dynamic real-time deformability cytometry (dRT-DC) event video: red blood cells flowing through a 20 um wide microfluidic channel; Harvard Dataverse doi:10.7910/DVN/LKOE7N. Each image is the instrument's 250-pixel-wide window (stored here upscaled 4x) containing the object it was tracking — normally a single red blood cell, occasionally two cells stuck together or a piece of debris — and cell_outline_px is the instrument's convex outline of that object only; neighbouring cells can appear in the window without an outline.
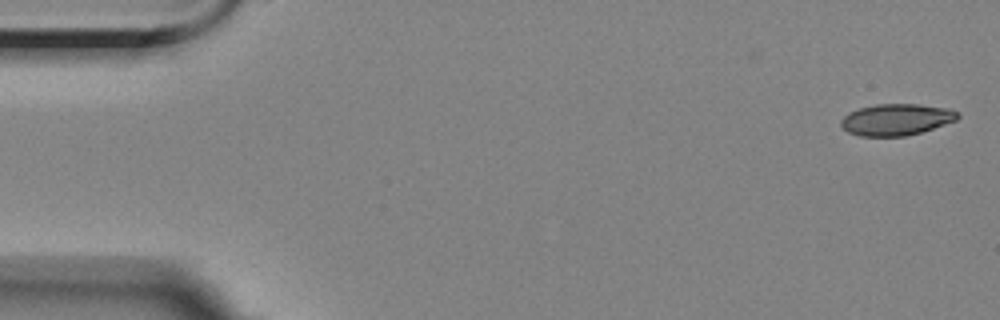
{"species": "Egyptian fruit bat (a non-hibernating species)", "species_latin": "Rousettus aegyptiacus", "temperature_condition": "room temperature", "stored_images_in_passage": 6, "camera_frame_rate_fps": 3000, "um_per_image_px": 0.085, "animal": {"sex": "female"}, "frame": {"image": 1, "passage_image": 1, "time_ms": 0.0, "image_size_px": [1000, 320], "cell_outline_px": [[960, 116], [956, 120], [908, 136], [860, 136], [848, 132], [840, 124], [840, 120], [848, 112], [860, 108], [876, 104], [920, 104], [948, 108], [960, 112]], "centroid_in_image_um": [76.19, 10.15], "position_along_channel_um": 8.8, "area_um2": 21.44}}
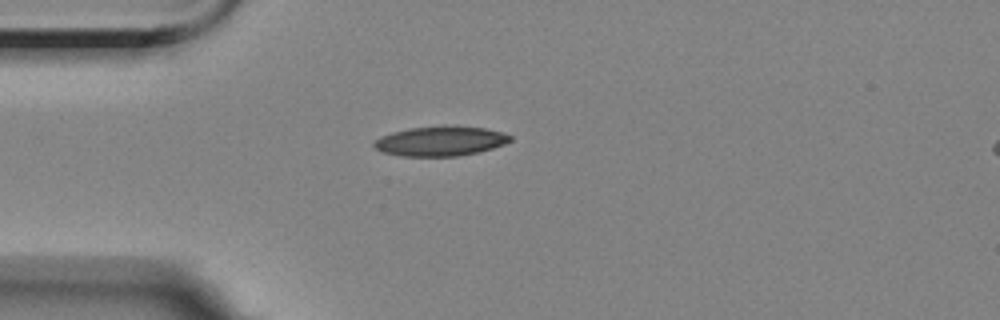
{"frame": {"image": 2, "passage_image": 5, "time_ms": 4.333, "image_size_px": [1000, 320], "cell_outline_px": [[512, 140], [504, 144], [480, 152], [456, 156], [400, 156], [384, 152], [376, 148], [372, 144], [380, 136], [392, 132], [412, 128], [484, 128], [500, 132], [512, 136]], "centroid_in_image_um": [37.42, 12.03], "position_along_channel_um": 47.6, "area_um2": 22.66}}